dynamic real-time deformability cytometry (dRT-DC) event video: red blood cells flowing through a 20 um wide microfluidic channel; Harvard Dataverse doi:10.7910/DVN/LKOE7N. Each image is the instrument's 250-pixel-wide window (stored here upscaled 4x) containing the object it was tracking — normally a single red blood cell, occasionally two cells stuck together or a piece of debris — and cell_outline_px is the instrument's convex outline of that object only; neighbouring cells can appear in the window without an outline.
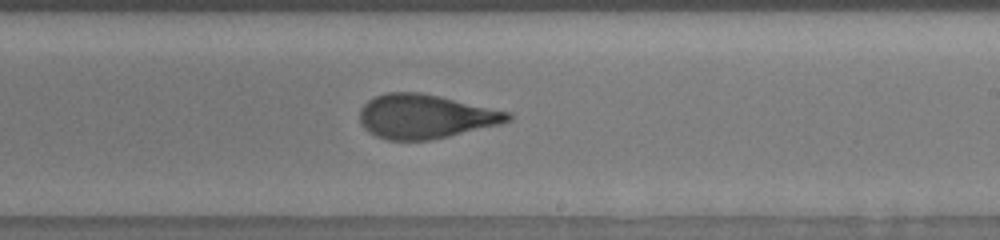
{"species": "human", "species_latin": "Homo sapiens", "temperature_condition": "room temperature", "stored_images_in_passage": 14, "camera_frame_rate_fps": 3000, "um_per_image_px": 0.085, "donor": {"sex": "male"}, "frame": {"image": 1, "passage_image": 14, "time_ms": 12.0, "image_size_px": [1000, 240], "cell_outline_px": [[512, 120], [500, 124], [448, 136], [428, 140], [388, 140], [376, 136], [368, 132], [364, 128], [360, 120], [360, 108], [368, 100], [376, 96], [388, 92], [420, 92], [440, 96], [512, 112]], "centroid_in_image_um": [36.16, 9.89], "position_along_channel_um": 252.8, "area_um2": 38.09}}